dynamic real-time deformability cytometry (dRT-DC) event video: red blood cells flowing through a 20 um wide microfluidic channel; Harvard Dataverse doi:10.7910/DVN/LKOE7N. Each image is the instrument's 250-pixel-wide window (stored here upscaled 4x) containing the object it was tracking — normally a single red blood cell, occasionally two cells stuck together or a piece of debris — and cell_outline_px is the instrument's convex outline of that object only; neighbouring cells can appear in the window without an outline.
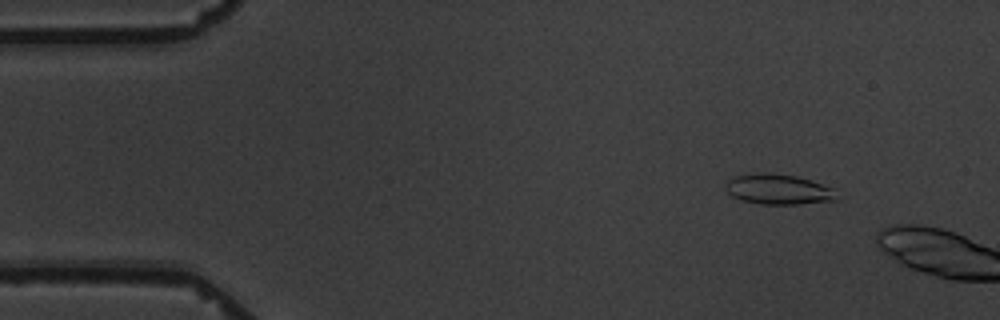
{"species": "common noctule bat (a hibernating species)", "species_latin": "Nyctalus noctula", "temperature_condition": "warm", "stored_images_in_passage": 3, "camera_frame_rate_fps": 3000, "um_per_image_px": 0.085, "animal": {"sex": "male", "body_mass_g": 19.5, "forearm_length_mm": 54.6}, "frame": {"image": 1, "passage_image": 2, "time_ms": 1.333, "image_size_px": [1000, 320], "cell_outline_px": [[836, 200], [800, 204], [760, 204], [744, 200], [732, 196], [724, 188], [724, 180], [736, 176], [760, 172], [768, 172], [796, 176], [812, 180], [836, 188]], "centroid_in_image_um": [66.16, 16.08], "position_along_channel_um": 18.8, "area_um2": 19.88}}